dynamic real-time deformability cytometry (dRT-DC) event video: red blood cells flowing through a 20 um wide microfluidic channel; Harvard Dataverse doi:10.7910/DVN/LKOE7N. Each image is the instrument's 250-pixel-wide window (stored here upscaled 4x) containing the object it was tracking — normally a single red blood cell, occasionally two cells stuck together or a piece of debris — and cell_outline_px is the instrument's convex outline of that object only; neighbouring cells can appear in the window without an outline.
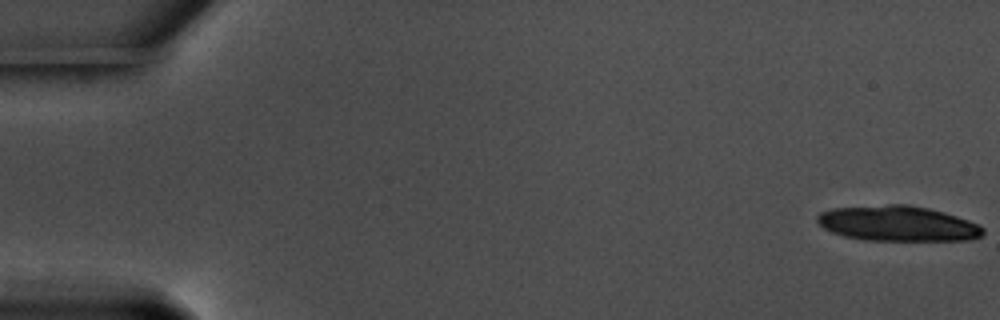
{"species": "common noctule bat (a hibernating species)", "species_latin": "Nyctalus noctula", "temperature_condition": "warm", "stored_images_in_passage": 18, "camera_frame_rate_fps": 3000, "um_per_image_px": 0.085, "animal": {"sex": "male", "body_mass_g": 17.5, "forearm_length_mm": 52.3}, "frame": {"image": 1, "passage_image": 1, "time_ms": 0.0, "image_size_px": [1000, 320], "cell_outline_px": [[984, 232], [980, 236], [972, 240], [864, 240], [844, 236], [832, 232], [824, 228], [816, 220], [816, 216], [820, 212], [832, 208], [888, 204], [908, 204], [928, 208], [944, 212], [968, 220], [984, 228]], "centroid_in_image_um": [76.29, 18.99], "position_along_channel_um": 8.7, "area_um2": 34.1}}